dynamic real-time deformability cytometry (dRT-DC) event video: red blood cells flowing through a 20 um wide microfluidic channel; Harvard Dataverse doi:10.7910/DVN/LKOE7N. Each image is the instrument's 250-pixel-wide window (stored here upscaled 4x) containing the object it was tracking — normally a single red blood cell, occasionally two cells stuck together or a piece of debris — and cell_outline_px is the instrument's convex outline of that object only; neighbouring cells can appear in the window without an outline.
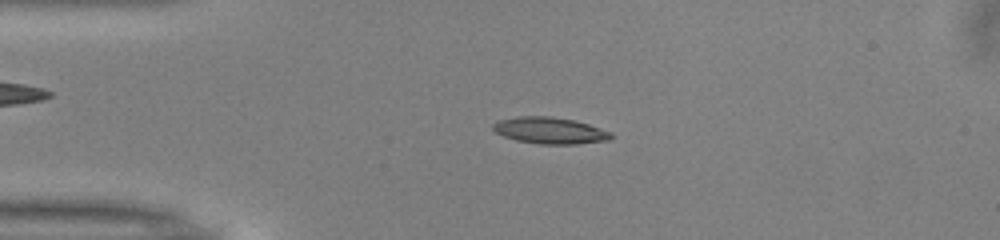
{"species": "common noctule bat (a hibernating species)", "species_latin": "Nyctalus noctula", "temperature_condition": "warm", "stored_images_in_passage": 43, "camera_frame_rate_fps": 3000, "um_per_image_px": 0.085, "animal": {"sex": "male", "body_mass_g": 13.0, "forearm_length_mm": 53.1}, "frame": {"image": 1, "passage_image": 4, "time_ms": 1.0, "image_size_px": [1000, 240], "cell_outline_px": [[612, 136], [608, 140], [576, 144], [540, 144], [516, 140], [504, 136], [496, 132], [492, 128], [492, 124], [500, 120], [520, 116], [552, 116], [572, 120], [588, 124], [612, 132]], "centroid_in_image_um": [46.74, 11.09], "position_along_channel_um": 38.3, "area_um2": 18.09}}
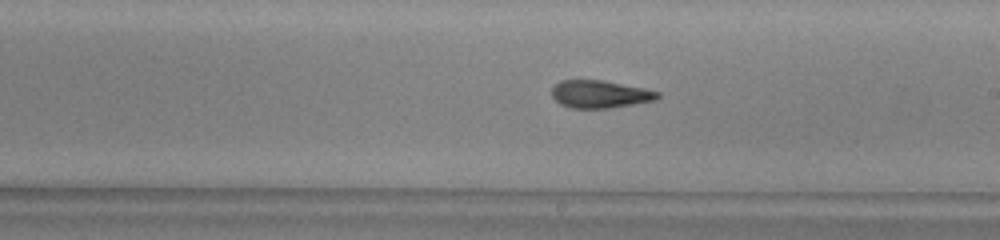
{"frame": {"image": 2, "passage_image": 21, "time_ms": 6.667, "image_size_px": [1000, 240], "cell_outline_px": [[660, 96], [656, 100], [612, 108], [568, 108], [560, 104], [552, 96], [552, 88], [560, 80], [600, 80], [644, 88], [660, 92]], "centroid_in_image_um": [51.0, 8.01], "position_along_channel_um": 238.0, "area_um2": 17.05}}
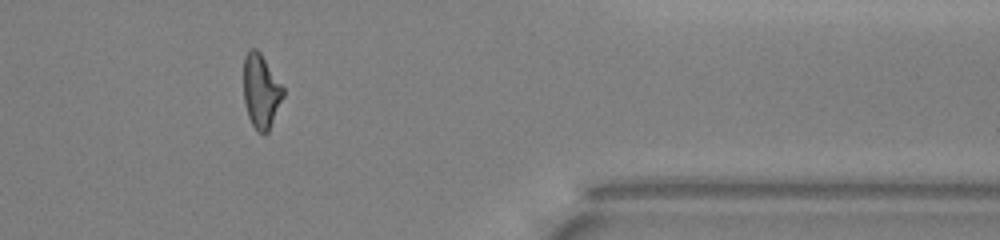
{"frame": {"image": 3, "passage_image": 34, "time_ms": 11.0, "image_size_px": [1000, 240], "cell_outline_px": [[284, 96], [268, 132], [264, 136], [256, 132], [248, 116], [244, 100], [244, 56], [252, 48], [256, 48], [260, 52], [284, 88]], "centroid_in_image_um": [22.19, 7.79], "position_along_channel_um": 389.2, "area_um2": 17.11}, "authors_computed_cell_mechanics": {"area_um2": 17.6868, "velocity_mm_per_s": 4.0515, "shape_relaxation_time_tau1_ms": 4.3854, "shape_relaxation_time_tau2_ms": 3.1986, "deformation_change_tau1": 0.1634, "deformation_change_tau2": 0.1214}}